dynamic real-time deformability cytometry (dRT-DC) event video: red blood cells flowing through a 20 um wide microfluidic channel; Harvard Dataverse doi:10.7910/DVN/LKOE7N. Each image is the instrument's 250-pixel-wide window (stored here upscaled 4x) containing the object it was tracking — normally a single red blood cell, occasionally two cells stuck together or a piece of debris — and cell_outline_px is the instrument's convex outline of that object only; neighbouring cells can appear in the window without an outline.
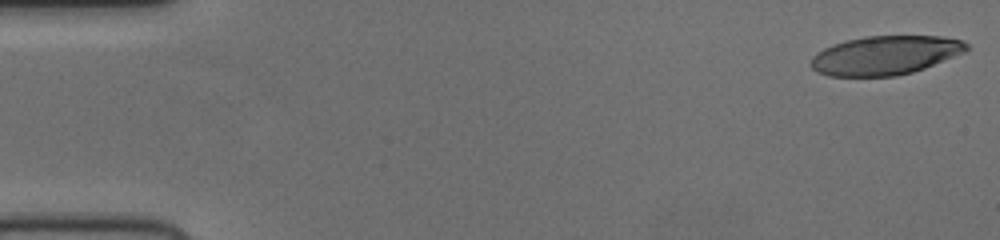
{"species": "human", "species_latin": "Homo sapiens", "temperature_condition": "cold", "stored_images_in_passage": 52, "camera_frame_rate_fps": 3000, "um_per_image_px": 0.085, "donor": {"sex": "female"}, "frame": {"image": 1, "passage_image": 1, "time_ms": 0.0, "image_size_px": [1000, 240], "cell_outline_px": [[968, 48], [964, 52], [924, 68], [912, 72], [896, 76], [828, 76], [816, 72], [808, 64], [812, 56], [816, 52], [832, 44], [864, 36], [940, 36], [964, 40], [968, 44]], "centroid_in_image_um": [75.2, 4.7], "position_along_channel_um": 9.8, "area_um2": 35.43}}
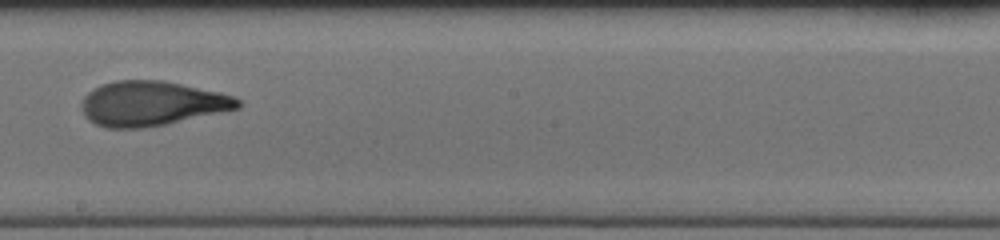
{"frame": {"image": 2, "passage_image": 30, "time_ms": 9.667, "image_size_px": [1000, 240], "cell_outline_px": [[244, 104], [240, 108], [168, 124], [144, 128], [104, 128], [88, 120], [84, 116], [80, 108], [80, 104], [84, 96], [88, 92], [100, 84], [116, 80], [164, 80], [220, 92], [236, 96]], "centroid_in_image_um": [12.89, 8.8], "position_along_channel_um": 235.3, "area_um2": 41.33}}
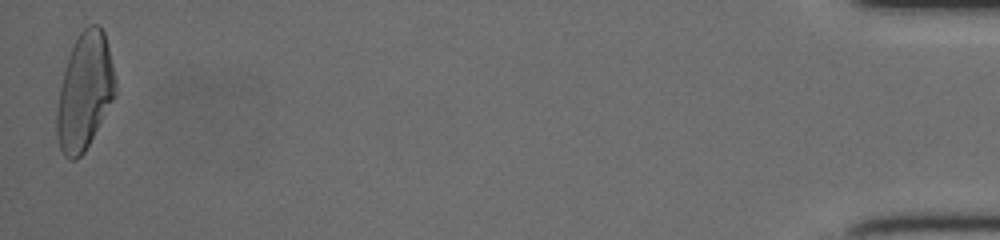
{"frame": {"image": 3, "passage_image": 52, "time_ms": 17.0, "image_size_px": [1000, 240], "cell_outline_px": [[116, 96], [84, 152], [76, 160], [68, 160], [64, 156], [60, 148], [56, 132], [56, 112], [60, 88], [68, 56], [72, 44], [80, 32], [88, 24], [96, 24], [104, 32], [116, 80]], "centroid_in_image_um": [7.19, 7.79], "position_along_channel_um": 428.0, "area_um2": 39.77}}